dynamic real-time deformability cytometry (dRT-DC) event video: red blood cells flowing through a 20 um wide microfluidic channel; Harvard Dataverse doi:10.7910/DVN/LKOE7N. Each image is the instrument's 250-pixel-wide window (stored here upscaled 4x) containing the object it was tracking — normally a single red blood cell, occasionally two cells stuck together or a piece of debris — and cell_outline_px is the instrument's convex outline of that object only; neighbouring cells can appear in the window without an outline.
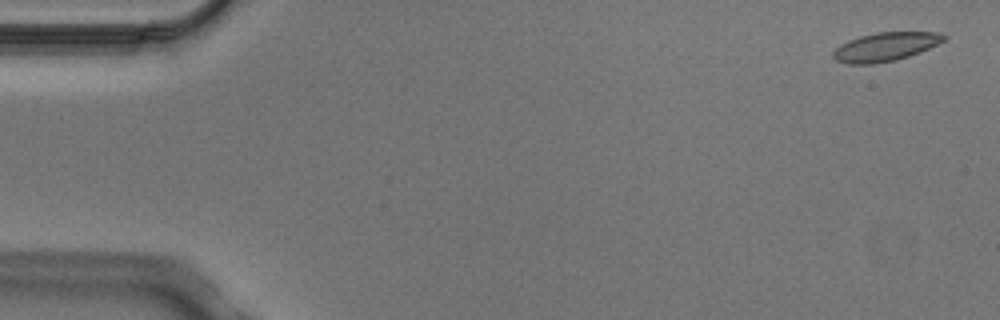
{"species": "Egyptian fruit bat (a non-hibernating species)", "species_latin": "Rousettus aegyptiacus", "temperature_condition": "cold", "stored_images_in_passage": 4, "camera_frame_rate_fps": 3000, "um_per_image_px": 0.085, "animal": {"sex": "male"}, "frame": {"image": 1, "passage_image": 4, "time_ms": 1.0, "image_size_px": [1000, 320], "cell_outline_px": [[948, 36], [944, 40], [920, 52], [896, 60], [872, 64], [848, 64], [836, 60], [832, 56], [832, 52], [840, 44], [848, 40], [860, 36], [876, 32], [940, 32]], "centroid_in_image_um": [75.23, 3.97], "position_along_channel_um": 9.8, "area_um2": 18.5}}